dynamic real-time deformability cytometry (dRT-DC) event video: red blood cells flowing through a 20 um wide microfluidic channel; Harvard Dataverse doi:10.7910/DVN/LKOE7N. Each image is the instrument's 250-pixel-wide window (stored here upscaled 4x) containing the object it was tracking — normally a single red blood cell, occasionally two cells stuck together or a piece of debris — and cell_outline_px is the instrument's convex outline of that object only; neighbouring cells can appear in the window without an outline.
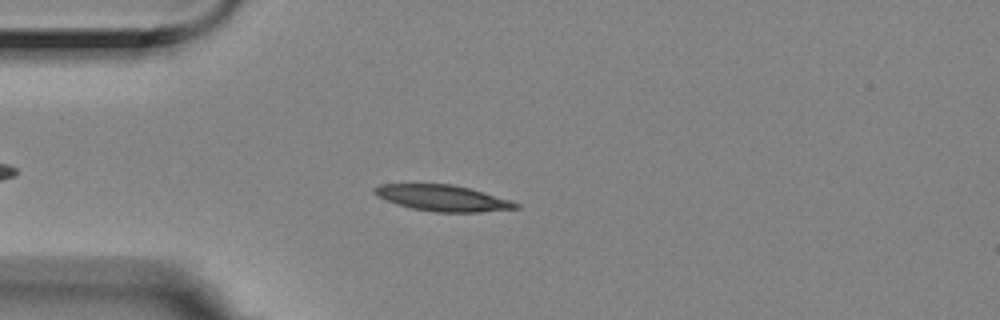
{"species": "Egyptian fruit bat (a non-hibernating species)", "species_latin": "Rousettus aegyptiacus", "temperature_condition": "room temperature", "stored_images_in_passage": 5, "camera_frame_rate_fps": 3000, "um_per_image_px": 0.085, "animal": {"sex": "female"}, "frame": {"image": 1, "passage_image": 2, "time_ms": 0.333, "image_size_px": [1000, 320], "cell_outline_px": [[520, 208], [480, 212], [432, 212], [412, 208], [396, 204], [376, 196], [372, 192], [372, 188], [380, 184], [452, 184], [468, 188], [512, 200], [520, 204]], "centroid_in_image_um": [37.61, 16.84], "position_along_channel_um": 47.4, "area_um2": 21.56}}
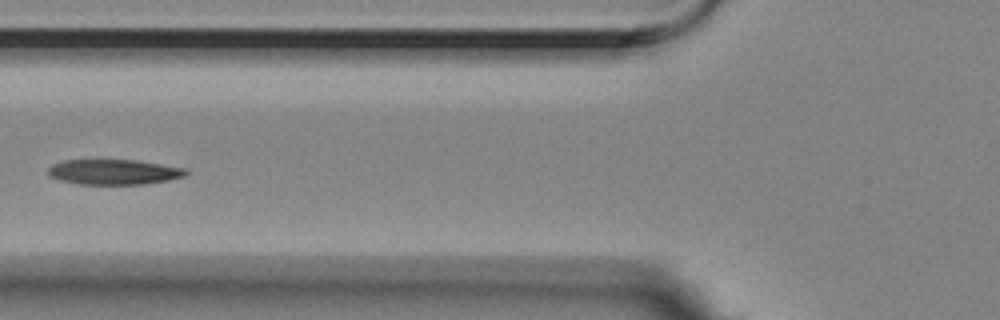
{"frame": {"image": 2, "passage_image": 4, "time_ms": 1.0, "image_size_px": [1000, 320], "cell_outline_px": [[188, 172], [184, 176], [168, 180], [144, 184], [80, 184], [60, 180], [48, 176], [48, 168], [52, 164], [64, 160], [136, 160], [188, 168]], "centroid_in_image_um": [9.68, 14.61], "position_along_channel_um": 116.1, "area_um2": 20.29}}
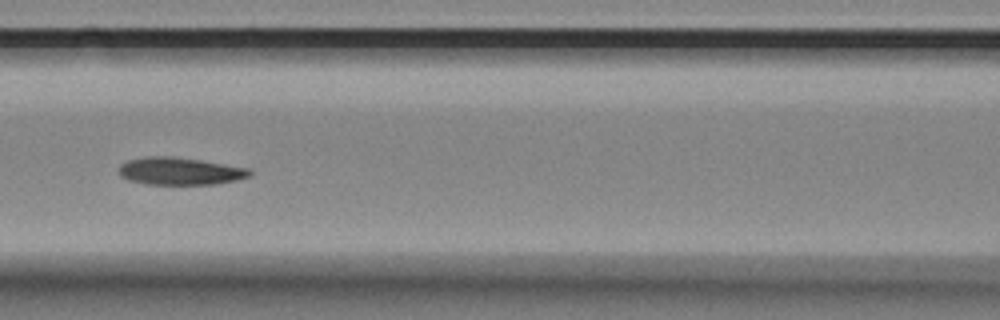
{"frame": {"image": 3, "passage_image": 5, "time_ms": 1.333, "image_size_px": [1000, 320], "cell_outline_px": [[252, 176], [236, 180], [216, 184], [144, 184], [128, 180], [120, 176], [120, 164], [128, 160], [144, 156], [176, 156], [248, 168], [252, 172]], "centroid_in_image_um": [15.28, 14.54], "position_along_channel_um": 151.3, "area_um2": 21.04}}